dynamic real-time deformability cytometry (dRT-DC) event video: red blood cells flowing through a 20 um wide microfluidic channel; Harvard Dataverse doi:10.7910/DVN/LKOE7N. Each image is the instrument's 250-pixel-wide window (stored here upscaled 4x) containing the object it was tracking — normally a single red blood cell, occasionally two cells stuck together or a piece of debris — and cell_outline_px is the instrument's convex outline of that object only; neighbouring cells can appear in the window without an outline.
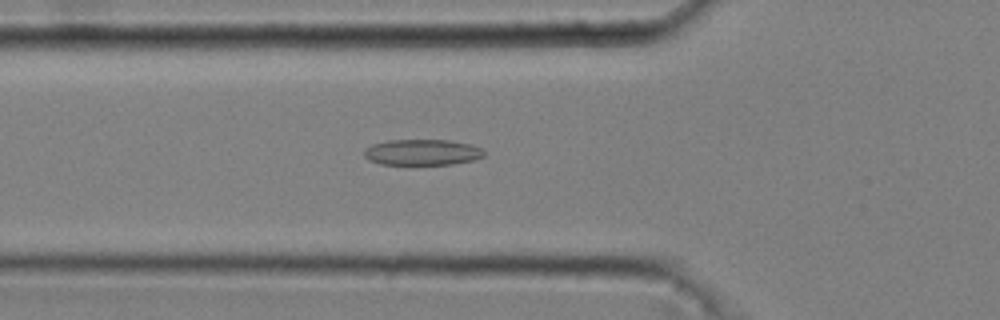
{"species": "common noctule bat (a hibernating species)", "species_latin": "Nyctalus noctula", "temperature_condition": "cold", "stored_images_in_passage": 48, "camera_frame_rate_fps": 3000, "um_per_image_px": 0.085, "animal": {"sex": "male", "body_mass_g": 20.4}, "frame": {"image": 1, "passage_image": 19, "time_ms": 6.0, "image_size_px": [1000, 320], "cell_outline_px": [[484, 156], [472, 160], [452, 164], [380, 164], [368, 160], [364, 156], [364, 148], [372, 144], [388, 140], [448, 140], [472, 144], [480, 148], [484, 152]], "centroid_in_image_um": [35.85, 12.94], "position_along_channel_um": 89.9, "area_um2": 18.09}}
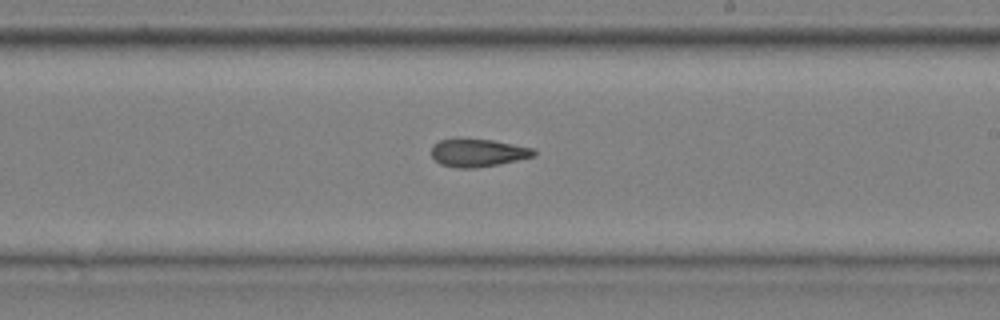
{"frame": {"image": 2, "passage_image": 32, "time_ms": 10.333, "image_size_px": [1000, 320], "cell_outline_px": [[536, 156], [500, 164], [476, 168], [456, 168], [440, 164], [432, 156], [432, 144], [440, 140], [492, 140], [532, 148], [536, 152]], "centroid_in_image_um": [40.64, 13.01], "position_along_channel_um": 248.4, "area_um2": 16.36}}
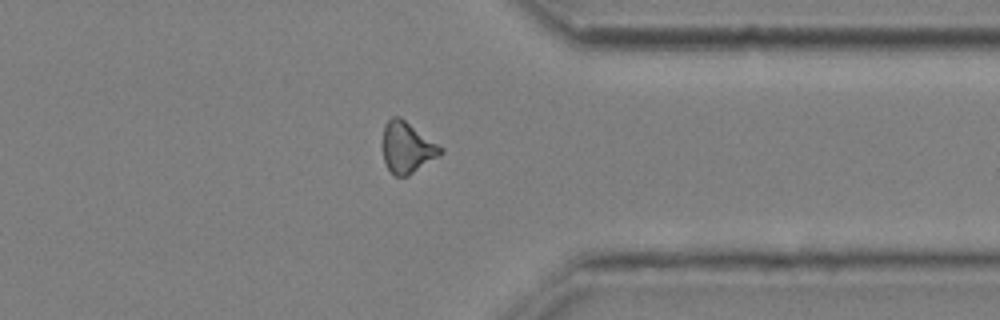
{"frame": {"image": 3, "passage_image": 43, "time_ms": 14.0, "image_size_px": [1000, 320], "cell_outline_px": [[444, 152], [440, 156], [408, 176], [392, 176], [384, 160], [384, 124], [392, 116], [400, 116], [444, 148]], "centroid_in_image_um": [34.64, 12.54], "position_along_channel_um": 376.8, "area_um2": 17.28}, "authors_computed_cell_mechanics": {"area_um2": 17.4267, "velocity_mm_per_s": 3.6567, "shape_relaxation_time_tau1_ms": 8.9487, "shape_relaxation_time_tau2_ms": 4.8357, "deformation_change_tau1": 0.1785, "deformation_change_tau2": 0.1376}}